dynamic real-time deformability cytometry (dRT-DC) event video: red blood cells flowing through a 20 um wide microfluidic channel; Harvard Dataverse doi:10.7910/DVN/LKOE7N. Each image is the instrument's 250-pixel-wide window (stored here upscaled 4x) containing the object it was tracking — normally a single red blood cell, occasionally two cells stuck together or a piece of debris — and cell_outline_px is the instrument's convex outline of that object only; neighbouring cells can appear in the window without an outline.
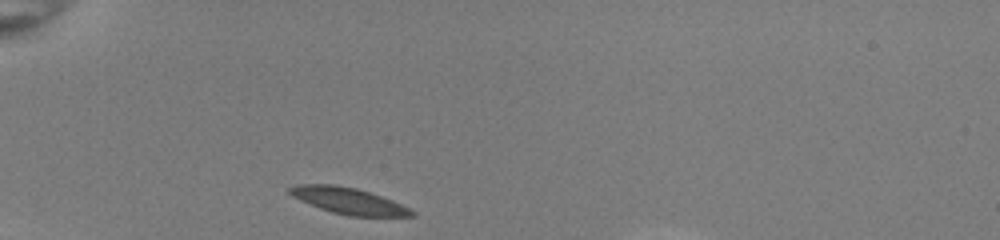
{"species": "common noctule bat (a hibernating species)", "species_latin": "Nyctalus noctula", "temperature_condition": "room temperature", "stored_images_in_passage": 38, "segment_of_instrument_passage": [1, 2], "camera_frame_rate_fps": 3000, "um_per_image_px": 0.085, "animal": {"sex": "female", "body_mass_g": 22.0, "forearm_length_mm": 56.7}, "frame": {"image": 1, "passage_image": 1, "time_ms": 0.0, "image_size_px": [1000, 240], "cell_outline_px": [[416, 212], [412, 216], [352, 216], [320, 208], [288, 192], [288, 188], [304, 184], [328, 184], [352, 188], [368, 192], [380, 196], [408, 208]], "centroid_in_image_um": [29.66, 17.07], "position_along_channel_um": 55.3, "area_um2": 17.63}}
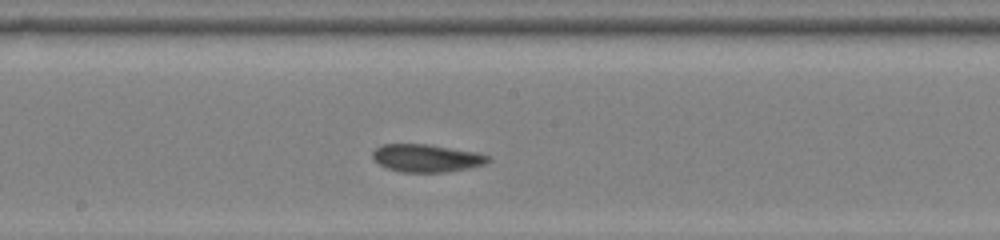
{"frame": {"image": 2, "passage_image": 15, "time_ms": 4.667, "image_size_px": [1000, 240], "cell_outline_px": [[488, 160], [484, 164], [468, 168], [444, 172], [404, 172], [388, 168], [380, 164], [372, 156], [372, 152], [376, 148], [384, 144], [428, 144], [476, 152], [488, 156]], "centroid_in_image_um": [36.23, 13.43], "position_along_channel_um": 212.0, "area_um2": 18.32}}
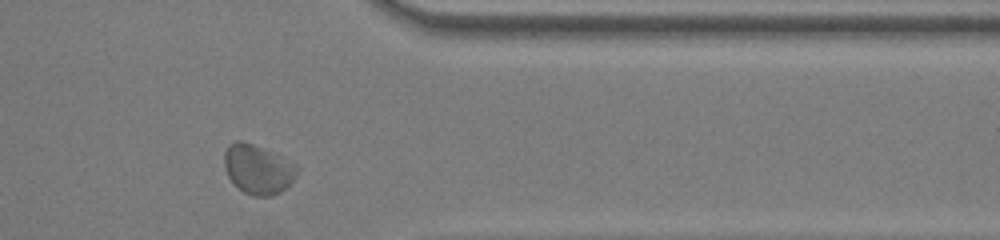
{"frame": {"image": 3, "passage_image": 29, "time_ms": 9.333, "image_size_px": [1000, 240], "cell_outline_px": [[300, 168], [292, 180], [280, 192], [272, 196], [252, 196], [244, 192], [228, 176], [224, 168], [224, 152], [236, 140], [240, 140], [252, 144]], "centroid_in_image_um": [21.88, 14.42], "position_along_channel_um": 389.5, "area_um2": 20.06}}